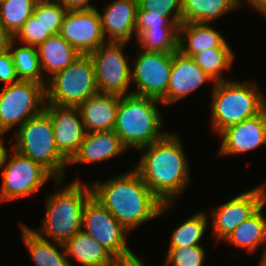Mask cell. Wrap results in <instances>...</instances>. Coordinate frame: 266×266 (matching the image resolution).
Instances as JSON below:
<instances>
[{"label":"cell","mask_w":266,"mask_h":266,"mask_svg":"<svg viewBox=\"0 0 266 266\" xmlns=\"http://www.w3.org/2000/svg\"><path fill=\"white\" fill-rule=\"evenodd\" d=\"M126 42H107L90 53L94 65L95 83L98 92L129 95L132 84V66L124 55Z\"/></svg>","instance_id":"cell-11"},{"label":"cell","mask_w":266,"mask_h":266,"mask_svg":"<svg viewBox=\"0 0 266 266\" xmlns=\"http://www.w3.org/2000/svg\"><path fill=\"white\" fill-rule=\"evenodd\" d=\"M0 81L6 85H10L19 81L12 55L9 51L0 54Z\"/></svg>","instance_id":"cell-37"},{"label":"cell","mask_w":266,"mask_h":266,"mask_svg":"<svg viewBox=\"0 0 266 266\" xmlns=\"http://www.w3.org/2000/svg\"><path fill=\"white\" fill-rule=\"evenodd\" d=\"M42 74L49 72L51 77L67 68L81 54L59 34L51 35L37 46Z\"/></svg>","instance_id":"cell-24"},{"label":"cell","mask_w":266,"mask_h":266,"mask_svg":"<svg viewBox=\"0 0 266 266\" xmlns=\"http://www.w3.org/2000/svg\"><path fill=\"white\" fill-rule=\"evenodd\" d=\"M266 202L248 219L237 226L223 241L247 253L254 254L260 246H264L262 257L266 250V218L263 208Z\"/></svg>","instance_id":"cell-23"},{"label":"cell","mask_w":266,"mask_h":266,"mask_svg":"<svg viewBox=\"0 0 266 266\" xmlns=\"http://www.w3.org/2000/svg\"><path fill=\"white\" fill-rule=\"evenodd\" d=\"M164 266H203L206 252L203 246L168 248Z\"/></svg>","instance_id":"cell-34"},{"label":"cell","mask_w":266,"mask_h":266,"mask_svg":"<svg viewBox=\"0 0 266 266\" xmlns=\"http://www.w3.org/2000/svg\"><path fill=\"white\" fill-rule=\"evenodd\" d=\"M5 147L6 146L4 145L3 136L0 135V159H1V155Z\"/></svg>","instance_id":"cell-42"},{"label":"cell","mask_w":266,"mask_h":266,"mask_svg":"<svg viewBox=\"0 0 266 266\" xmlns=\"http://www.w3.org/2000/svg\"><path fill=\"white\" fill-rule=\"evenodd\" d=\"M138 7L146 12L156 9L163 17H182L181 0H138Z\"/></svg>","instance_id":"cell-36"},{"label":"cell","mask_w":266,"mask_h":266,"mask_svg":"<svg viewBox=\"0 0 266 266\" xmlns=\"http://www.w3.org/2000/svg\"><path fill=\"white\" fill-rule=\"evenodd\" d=\"M208 25L198 22L182 23L178 29V51L192 57L206 49L230 47L220 30Z\"/></svg>","instance_id":"cell-21"},{"label":"cell","mask_w":266,"mask_h":266,"mask_svg":"<svg viewBox=\"0 0 266 266\" xmlns=\"http://www.w3.org/2000/svg\"><path fill=\"white\" fill-rule=\"evenodd\" d=\"M45 103L44 84L19 80L4 86L0 92V135L4 136L15 125L19 128L28 119L40 114Z\"/></svg>","instance_id":"cell-9"},{"label":"cell","mask_w":266,"mask_h":266,"mask_svg":"<svg viewBox=\"0 0 266 266\" xmlns=\"http://www.w3.org/2000/svg\"><path fill=\"white\" fill-rule=\"evenodd\" d=\"M82 231L103 245L120 262L138 258L127 246L126 236L129 232L93 196L88 199L83 209Z\"/></svg>","instance_id":"cell-10"},{"label":"cell","mask_w":266,"mask_h":266,"mask_svg":"<svg viewBox=\"0 0 266 266\" xmlns=\"http://www.w3.org/2000/svg\"><path fill=\"white\" fill-rule=\"evenodd\" d=\"M23 241L29 251V255L35 262L36 266H70L64 245L61 244V249L46 239L38 236L31 228L21 224Z\"/></svg>","instance_id":"cell-26"},{"label":"cell","mask_w":266,"mask_h":266,"mask_svg":"<svg viewBox=\"0 0 266 266\" xmlns=\"http://www.w3.org/2000/svg\"><path fill=\"white\" fill-rule=\"evenodd\" d=\"M59 35L82 55H89L108 42L102 30L97 8L68 10Z\"/></svg>","instance_id":"cell-14"},{"label":"cell","mask_w":266,"mask_h":266,"mask_svg":"<svg viewBox=\"0 0 266 266\" xmlns=\"http://www.w3.org/2000/svg\"><path fill=\"white\" fill-rule=\"evenodd\" d=\"M18 37L25 45L37 47L49 38L50 35L45 32L40 21H37L35 16L31 15L14 35V40H17Z\"/></svg>","instance_id":"cell-35"},{"label":"cell","mask_w":266,"mask_h":266,"mask_svg":"<svg viewBox=\"0 0 266 266\" xmlns=\"http://www.w3.org/2000/svg\"><path fill=\"white\" fill-rule=\"evenodd\" d=\"M211 105V128L219 135L261 113L266 108V98L253 82L227 80L214 83Z\"/></svg>","instance_id":"cell-5"},{"label":"cell","mask_w":266,"mask_h":266,"mask_svg":"<svg viewBox=\"0 0 266 266\" xmlns=\"http://www.w3.org/2000/svg\"><path fill=\"white\" fill-rule=\"evenodd\" d=\"M92 196L98 200L128 231L167 212L173 203H165L149 189L134 170L106 181L90 184Z\"/></svg>","instance_id":"cell-1"},{"label":"cell","mask_w":266,"mask_h":266,"mask_svg":"<svg viewBox=\"0 0 266 266\" xmlns=\"http://www.w3.org/2000/svg\"><path fill=\"white\" fill-rule=\"evenodd\" d=\"M44 110L51 118L57 148L70 160L87 133L78 107L45 104Z\"/></svg>","instance_id":"cell-15"},{"label":"cell","mask_w":266,"mask_h":266,"mask_svg":"<svg viewBox=\"0 0 266 266\" xmlns=\"http://www.w3.org/2000/svg\"><path fill=\"white\" fill-rule=\"evenodd\" d=\"M14 36L10 31L0 22V54L9 51Z\"/></svg>","instance_id":"cell-39"},{"label":"cell","mask_w":266,"mask_h":266,"mask_svg":"<svg viewBox=\"0 0 266 266\" xmlns=\"http://www.w3.org/2000/svg\"><path fill=\"white\" fill-rule=\"evenodd\" d=\"M67 9L58 0H39L33 15L50 36L59 34Z\"/></svg>","instance_id":"cell-32"},{"label":"cell","mask_w":266,"mask_h":266,"mask_svg":"<svg viewBox=\"0 0 266 266\" xmlns=\"http://www.w3.org/2000/svg\"><path fill=\"white\" fill-rule=\"evenodd\" d=\"M242 5L243 0H181L182 23L210 24Z\"/></svg>","instance_id":"cell-25"},{"label":"cell","mask_w":266,"mask_h":266,"mask_svg":"<svg viewBox=\"0 0 266 266\" xmlns=\"http://www.w3.org/2000/svg\"><path fill=\"white\" fill-rule=\"evenodd\" d=\"M4 148L0 159V173L2 185L0 190V201H11L27 197L38 192L39 189L53 178L57 185H63V180L55 177L41 164L34 162L28 157L12 150Z\"/></svg>","instance_id":"cell-8"},{"label":"cell","mask_w":266,"mask_h":266,"mask_svg":"<svg viewBox=\"0 0 266 266\" xmlns=\"http://www.w3.org/2000/svg\"><path fill=\"white\" fill-rule=\"evenodd\" d=\"M182 24V17H163V13L153 9L150 12L142 11L139 7L136 13L135 30L136 37L143 30L156 28H179Z\"/></svg>","instance_id":"cell-33"},{"label":"cell","mask_w":266,"mask_h":266,"mask_svg":"<svg viewBox=\"0 0 266 266\" xmlns=\"http://www.w3.org/2000/svg\"><path fill=\"white\" fill-rule=\"evenodd\" d=\"M13 40L9 52L12 55L15 71L19 80L35 81L46 86L47 80L42 74L38 49L35 46L18 44ZM19 45V46H18Z\"/></svg>","instance_id":"cell-27"},{"label":"cell","mask_w":266,"mask_h":266,"mask_svg":"<svg viewBox=\"0 0 266 266\" xmlns=\"http://www.w3.org/2000/svg\"><path fill=\"white\" fill-rule=\"evenodd\" d=\"M67 10H88L96 8L90 0H58Z\"/></svg>","instance_id":"cell-38"},{"label":"cell","mask_w":266,"mask_h":266,"mask_svg":"<svg viewBox=\"0 0 266 266\" xmlns=\"http://www.w3.org/2000/svg\"><path fill=\"white\" fill-rule=\"evenodd\" d=\"M14 141L12 149L41 164L56 180L64 179L69 160L56 146L53 124L45 110L21 125Z\"/></svg>","instance_id":"cell-6"},{"label":"cell","mask_w":266,"mask_h":266,"mask_svg":"<svg viewBox=\"0 0 266 266\" xmlns=\"http://www.w3.org/2000/svg\"><path fill=\"white\" fill-rule=\"evenodd\" d=\"M39 0H4L0 2V22L14 36L27 19L33 15Z\"/></svg>","instance_id":"cell-31"},{"label":"cell","mask_w":266,"mask_h":266,"mask_svg":"<svg viewBox=\"0 0 266 266\" xmlns=\"http://www.w3.org/2000/svg\"><path fill=\"white\" fill-rule=\"evenodd\" d=\"M235 54L231 47H218L200 51L192 56L194 62L214 82L227 81L222 72L230 69Z\"/></svg>","instance_id":"cell-28"},{"label":"cell","mask_w":266,"mask_h":266,"mask_svg":"<svg viewBox=\"0 0 266 266\" xmlns=\"http://www.w3.org/2000/svg\"><path fill=\"white\" fill-rule=\"evenodd\" d=\"M179 28H156L143 30L137 37L138 48L142 51L171 53L178 50Z\"/></svg>","instance_id":"cell-30"},{"label":"cell","mask_w":266,"mask_h":266,"mask_svg":"<svg viewBox=\"0 0 266 266\" xmlns=\"http://www.w3.org/2000/svg\"><path fill=\"white\" fill-rule=\"evenodd\" d=\"M117 266H145L139 258L127 262H119Z\"/></svg>","instance_id":"cell-41"},{"label":"cell","mask_w":266,"mask_h":266,"mask_svg":"<svg viewBox=\"0 0 266 266\" xmlns=\"http://www.w3.org/2000/svg\"><path fill=\"white\" fill-rule=\"evenodd\" d=\"M207 214L200 211L191 218L186 219L174 229L170 238L169 248H181L188 246H202L200 240L209 224Z\"/></svg>","instance_id":"cell-29"},{"label":"cell","mask_w":266,"mask_h":266,"mask_svg":"<svg viewBox=\"0 0 266 266\" xmlns=\"http://www.w3.org/2000/svg\"><path fill=\"white\" fill-rule=\"evenodd\" d=\"M137 9L138 0H113L105 6L103 14L98 11L108 42L128 43L133 35L136 37Z\"/></svg>","instance_id":"cell-18"},{"label":"cell","mask_w":266,"mask_h":266,"mask_svg":"<svg viewBox=\"0 0 266 266\" xmlns=\"http://www.w3.org/2000/svg\"><path fill=\"white\" fill-rule=\"evenodd\" d=\"M218 155L244 154L266 144V108L258 115L223 130Z\"/></svg>","instance_id":"cell-16"},{"label":"cell","mask_w":266,"mask_h":266,"mask_svg":"<svg viewBox=\"0 0 266 266\" xmlns=\"http://www.w3.org/2000/svg\"><path fill=\"white\" fill-rule=\"evenodd\" d=\"M126 149L114 130L87 132L78 151L68 164L105 162L127 151Z\"/></svg>","instance_id":"cell-20"},{"label":"cell","mask_w":266,"mask_h":266,"mask_svg":"<svg viewBox=\"0 0 266 266\" xmlns=\"http://www.w3.org/2000/svg\"><path fill=\"white\" fill-rule=\"evenodd\" d=\"M259 266H266V250H265L263 257H261Z\"/></svg>","instance_id":"cell-43"},{"label":"cell","mask_w":266,"mask_h":266,"mask_svg":"<svg viewBox=\"0 0 266 266\" xmlns=\"http://www.w3.org/2000/svg\"><path fill=\"white\" fill-rule=\"evenodd\" d=\"M138 150L143 154L134 170L163 204L175 202L191 181L179 135L167 132Z\"/></svg>","instance_id":"cell-2"},{"label":"cell","mask_w":266,"mask_h":266,"mask_svg":"<svg viewBox=\"0 0 266 266\" xmlns=\"http://www.w3.org/2000/svg\"><path fill=\"white\" fill-rule=\"evenodd\" d=\"M82 183L77 178L48 195L43 223L39 230L32 231L43 239L57 242L59 248L81 231L83 209L92 196L90 183Z\"/></svg>","instance_id":"cell-3"},{"label":"cell","mask_w":266,"mask_h":266,"mask_svg":"<svg viewBox=\"0 0 266 266\" xmlns=\"http://www.w3.org/2000/svg\"><path fill=\"white\" fill-rule=\"evenodd\" d=\"M132 63V94L162 100L167 95L173 63V52L157 53L138 50Z\"/></svg>","instance_id":"cell-12"},{"label":"cell","mask_w":266,"mask_h":266,"mask_svg":"<svg viewBox=\"0 0 266 266\" xmlns=\"http://www.w3.org/2000/svg\"><path fill=\"white\" fill-rule=\"evenodd\" d=\"M47 80L45 104L78 107L98 92L90 55L81 54L67 68Z\"/></svg>","instance_id":"cell-7"},{"label":"cell","mask_w":266,"mask_h":266,"mask_svg":"<svg viewBox=\"0 0 266 266\" xmlns=\"http://www.w3.org/2000/svg\"><path fill=\"white\" fill-rule=\"evenodd\" d=\"M160 100L134 94L120 96L114 132L128 149H140L162 138Z\"/></svg>","instance_id":"cell-4"},{"label":"cell","mask_w":266,"mask_h":266,"mask_svg":"<svg viewBox=\"0 0 266 266\" xmlns=\"http://www.w3.org/2000/svg\"><path fill=\"white\" fill-rule=\"evenodd\" d=\"M244 3H248V5L253 6L256 12H260L266 18V0H243Z\"/></svg>","instance_id":"cell-40"},{"label":"cell","mask_w":266,"mask_h":266,"mask_svg":"<svg viewBox=\"0 0 266 266\" xmlns=\"http://www.w3.org/2000/svg\"><path fill=\"white\" fill-rule=\"evenodd\" d=\"M266 202V183L231 198L215 207L210 215L213 236L224 240L237 226L251 217Z\"/></svg>","instance_id":"cell-13"},{"label":"cell","mask_w":266,"mask_h":266,"mask_svg":"<svg viewBox=\"0 0 266 266\" xmlns=\"http://www.w3.org/2000/svg\"><path fill=\"white\" fill-rule=\"evenodd\" d=\"M208 81L214 84L192 57L186 56L177 50L173 52L167 95L161 100V104H173L193 93Z\"/></svg>","instance_id":"cell-17"},{"label":"cell","mask_w":266,"mask_h":266,"mask_svg":"<svg viewBox=\"0 0 266 266\" xmlns=\"http://www.w3.org/2000/svg\"><path fill=\"white\" fill-rule=\"evenodd\" d=\"M66 257L76 259L83 266H115L120 261L103 245L82 230L64 244Z\"/></svg>","instance_id":"cell-22"},{"label":"cell","mask_w":266,"mask_h":266,"mask_svg":"<svg viewBox=\"0 0 266 266\" xmlns=\"http://www.w3.org/2000/svg\"><path fill=\"white\" fill-rule=\"evenodd\" d=\"M119 95L97 92L78 106L86 132L114 129Z\"/></svg>","instance_id":"cell-19"}]
</instances>
